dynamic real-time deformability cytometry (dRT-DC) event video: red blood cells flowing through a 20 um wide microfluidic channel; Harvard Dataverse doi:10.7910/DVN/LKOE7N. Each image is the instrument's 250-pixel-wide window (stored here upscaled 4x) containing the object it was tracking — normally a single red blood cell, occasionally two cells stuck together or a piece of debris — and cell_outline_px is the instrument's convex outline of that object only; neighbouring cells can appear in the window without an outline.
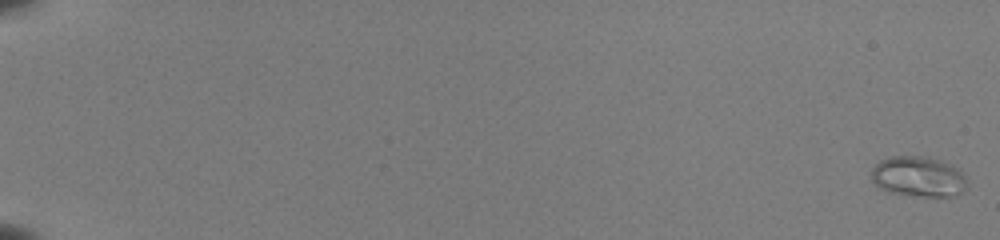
{"species": "common noctule bat (a hibernating species)", "species_latin": "Nyctalus noctula", "temperature_condition": "room temperature", "stored_images_in_passage": 54, "camera_frame_rate_fps": 3000, "um_per_image_px": 0.085, "animal": {"sex": "female", "body_mass_g": 22.0, "forearm_length_mm": 56.7}, "frame": {"image": 1, "passage_image": 1, "time_ms": 0.0, "image_size_px": [1000, 240], "cell_outline_px": [[968, 188], [952, 196], [924, 196], [888, 192], [880, 188], [872, 180], [872, 168], [880, 160], [892, 156], [928, 156], [940, 160], [956, 168], [968, 180]], "centroid_in_image_um": [78.07, 15.0], "position_along_channel_um": 6.9, "area_um2": 22.43}}
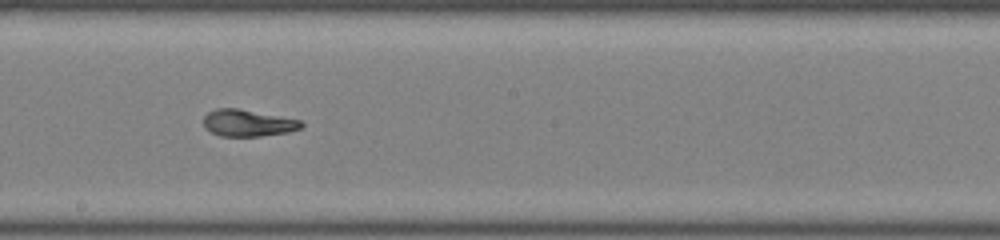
{"frame": {"image": 2, "passage_image": 34, "time_ms": 11.0, "image_size_px": [1000, 240], "cell_outline_px": [[304, 124], [300, 128], [288, 132], [260, 136], [220, 136], [204, 128], [204, 116], [208, 112], [216, 108], [236, 108], [300, 120]], "centroid_in_image_um": [21.03, 10.46], "position_along_channel_um": 227.2, "area_um2": 15.09}}
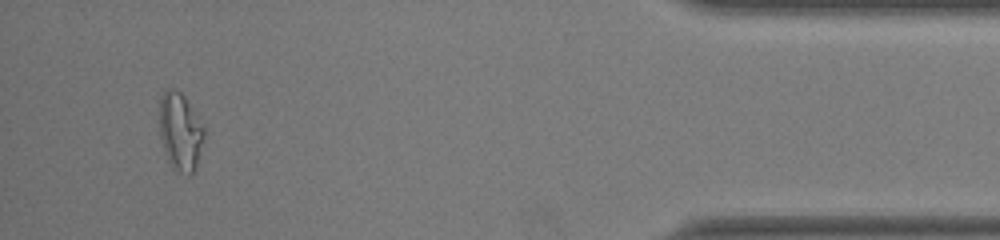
{"frame": {"image": 3, "passage_image": 52, "time_ms": 17.0, "image_size_px": [1000, 240], "cell_outline_px": [[204, 136], [196, 168], [192, 172], [180, 172], [172, 168], [168, 160], [160, 136], [160, 96], [164, 88], [172, 88], [180, 92], [184, 96], [192, 108], [204, 128]], "centroid_in_image_um": [15.3, 11.14], "position_along_channel_um": 419.9, "area_um2": 19.94}, "authors_computed_cell_mechanics": {"area_um2": 16.1551, "velocity_mm_per_s": 4.0147, "shape_relaxation_time_tau1_ms": 5.1454, "shape_relaxation_time_tau2_ms": 0.6992, "deformation_change_tau1": 0.2521, "deformation_change_tau2": 0.0776}}